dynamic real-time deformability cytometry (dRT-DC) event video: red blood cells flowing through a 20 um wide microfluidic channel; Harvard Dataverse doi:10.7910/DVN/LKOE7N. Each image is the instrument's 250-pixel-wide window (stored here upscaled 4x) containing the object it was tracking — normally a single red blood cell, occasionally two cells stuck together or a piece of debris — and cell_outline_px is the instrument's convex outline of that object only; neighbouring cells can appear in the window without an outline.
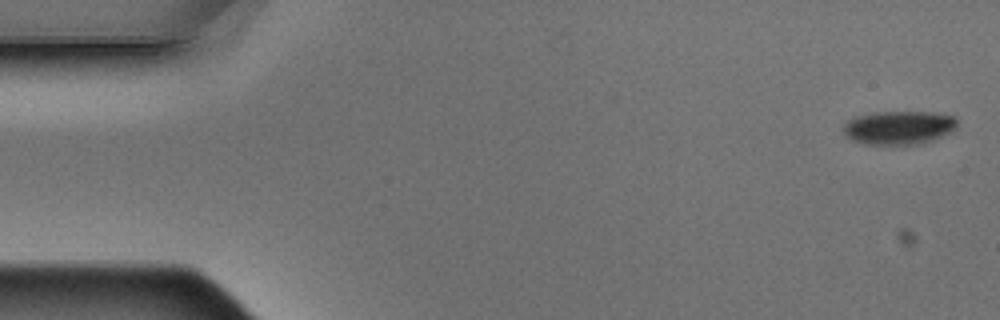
{"species": "Egyptian fruit bat (a non-hibernating species)", "species_latin": "Rousettus aegyptiacus", "temperature_condition": "warm", "stored_images_in_passage": 5, "camera_frame_rate_fps": 3000, "um_per_image_px": 0.085, "animal": {"sex": "male"}, "frame": {"image": 1, "passage_image": 1, "time_ms": 0.0, "image_size_px": [1000, 320], "cell_outline_px": [[956, 128], [952, 132], [932, 140], [916, 144], [864, 144], [852, 140], [844, 136], [844, 124], [848, 120], [856, 116], [872, 112], [936, 112], [956, 116]], "centroid_in_image_um": [76.4, 10.83], "position_along_channel_um": 8.6, "area_um2": 22.43}}
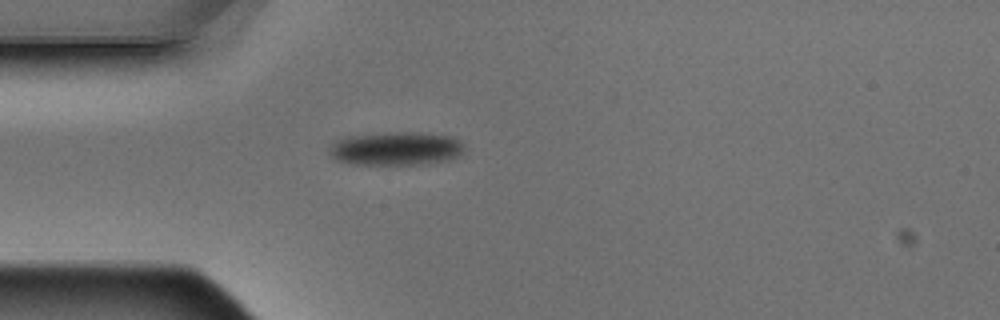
{"frame": {"image": 2, "passage_image": 5, "time_ms": 1.333, "image_size_px": [1000, 320], "cell_outline_px": [[464, 152], [460, 156], [448, 160], [428, 164], [352, 164], [336, 160], [328, 152], [328, 148], [336, 140], [344, 136], [384, 132], [420, 132], [452, 136], [460, 140], [464, 144]], "centroid_in_image_um": [33.68, 12.62], "position_along_channel_um": 51.3, "area_um2": 26.93}}